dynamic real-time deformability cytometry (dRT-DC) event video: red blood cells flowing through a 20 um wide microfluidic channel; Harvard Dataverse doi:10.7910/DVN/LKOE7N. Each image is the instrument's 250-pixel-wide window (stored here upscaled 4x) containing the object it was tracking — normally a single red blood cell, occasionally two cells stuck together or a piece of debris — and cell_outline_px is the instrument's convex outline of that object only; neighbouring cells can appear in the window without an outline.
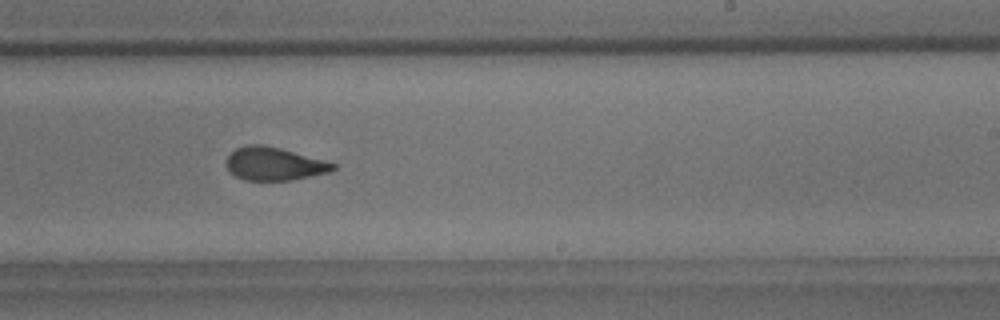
{"species": "common noctule bat (a hibernating species)", "species_latin": "Nyctalus noctula", "temperature_condition": "room temperature", "stored_images_in_passage": 46, "camera_frame_rate_fps": 3000, "um_per_image_px": 0.085, "animal": {"sex": "male", "body_mass_g": 18.8}, "frame": {"image": 1, "passage_image": 27, "time_ms": 8.667, "image_size_px": [1000, 320], "cell_outline_px": [[336, 168], [328, 172], [292, 180], [244, 180], [236, 176], [228, 168], [228, 156], [236, 148], [248, 144], [264, 144], [280, 148], [324, 160], [336, 164]], "centroid_in_image_um": [23.31, 13.92], "position_along_channel_um": 265.7, "area_um2": 20.29}, "authors_computed_cell_mechanics": {"area_um2": 21.6172, "velocity_mm_per_s": 3.5295, "shape_relaxation_time_tau1_ms": 7.4559, "shape_relaxation_time_tau2_ms": 1.6254, "deformation_change_tau1": 0.1808, "deformation_change_tau2": 0.0658}}